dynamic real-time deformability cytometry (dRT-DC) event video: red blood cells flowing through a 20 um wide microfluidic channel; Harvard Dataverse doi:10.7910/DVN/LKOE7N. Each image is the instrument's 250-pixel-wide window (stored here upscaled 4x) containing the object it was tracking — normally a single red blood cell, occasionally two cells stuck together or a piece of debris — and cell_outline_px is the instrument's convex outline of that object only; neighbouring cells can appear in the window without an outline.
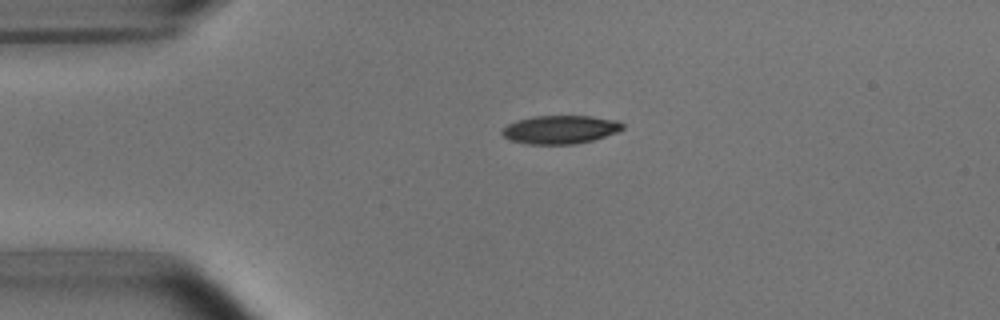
{"species": "common noctule bat (a hibernating species)", "species_latin": "Nyctalus noctula", "temperature_condition": "room temperature", "stored_images_in_passage": 42, "camera_frame_rate_fps": 3000, "um_per_image_px": 0.085, "animal": {"sex": "male", "body_mass_g": 15.6}, "frame": {"image": 1, "passage_image": 1, "time_ms": 0.0, "image_size_px": [1000, 320], "cell_outline_px": [[624, 128], [616, 132], [592, 140], [576, 144], [528, 144], [512, 140], [504, 136], [500, 132], [508, 124], [516, 120], [532, 116], [592, 116], [616, 120], [624, 124]], "centroid_in_image_um": [47.62, 11.0], "position_along_channel_um": 37.4, "area_um2": 19.83}}
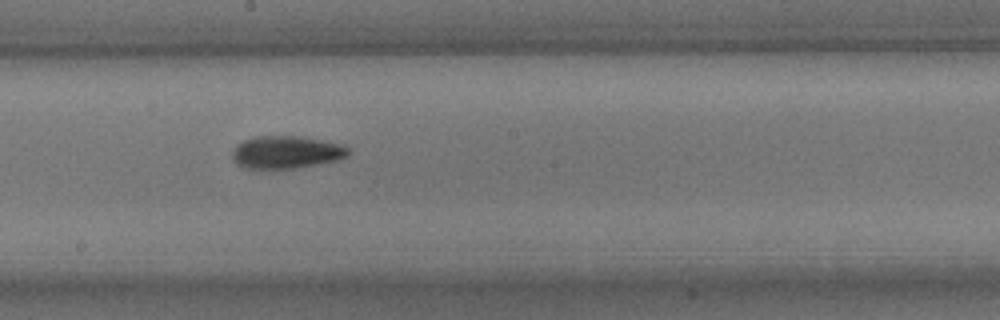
{"frame": {"image": 2, "passage_image": 18, "time_ms": 5.667, "image_size_px": [1000, 320], "cell_outline_px": [[348, 152], [340, 160], [296, 168], [244, 168], [236, 164], [232, 160], [232, 152], [236, 144], [252, 136], [300, 136], [344, 144], [348, 148]], "centroid_in_image_um": [24.3, 12.93], "position_along_channel_um": 223.9, "area_um2": 22.2}}
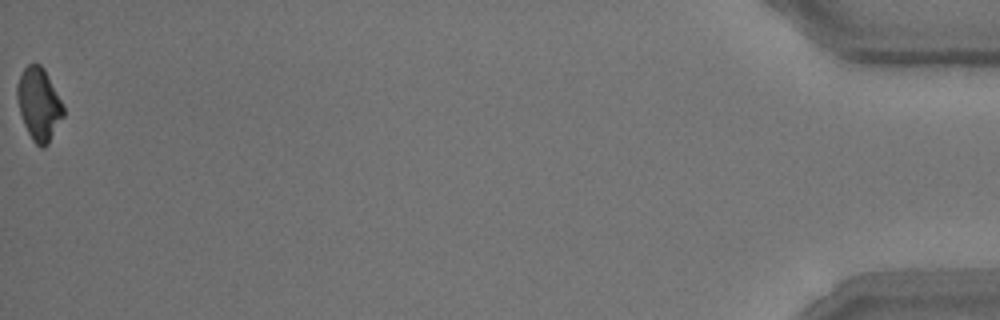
{"frame": {"image": 3, "passage_image": 42, "time_ms": 13.667, "image_size_px": [1000, 320], "cell_outline_px": [[64, 116], [48, 144], [44, 148], [40, 148], [32, 140], [24, 124], [20, 112], [16, 96], [16, 84], [24, 68], [28, 64], [40, 64], [44, 68], [64, 108]], "centroid_in_image_um": [3.29, 8.87], "position_along_channel_um": 431.9, "area_um2": 19.42}, "authors_computed_cell_mechanics": {"area_um2": 20.8947, "velocity_mm_per_s": 3.8032, "shape_relaxation_time_tau1_ms": 3.7299, "shape_relaxation_time_tau2_ms": 5.2342, "deformation_change_tau1": 0.1348, "deformation_change_tau2": 0.1286}}